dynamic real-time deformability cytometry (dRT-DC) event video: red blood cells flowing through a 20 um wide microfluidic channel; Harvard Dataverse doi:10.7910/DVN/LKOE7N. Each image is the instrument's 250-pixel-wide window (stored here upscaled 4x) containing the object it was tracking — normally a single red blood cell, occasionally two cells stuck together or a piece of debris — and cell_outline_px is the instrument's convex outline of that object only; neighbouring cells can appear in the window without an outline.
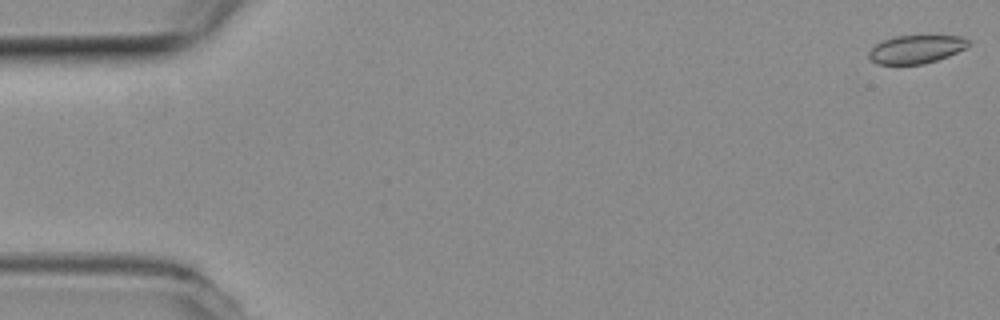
{"species": "common noctule bat (a hibernating species)", "species_latin": "Nyctalus noctula", "temperature_condition": "room temperature", "stored_images_in_passage": 46, "camera_frame_rate_fps": 3000, "um_per_image_px": 0.085, "animal": {"sex": "female", "body_mass_g": 19.3, "forearm_length_mm": 54.1}, "frame": {"image": 1, "passage_image": 1, "time_ms": 0.0, "image_size_px": [1000, 320], "cell_outline_px": [[968, 44], [964, 48], [948, 56], [924, 64], [876, 64], [868, 56], [868, 52], [876, 44], [884, 40], [896, 36], [960, 36], [968, 40]], "centroid_in_image_um": [77.83, 4.19], "position_along_channel_um": 7.2, "area_um2": 16.07}}
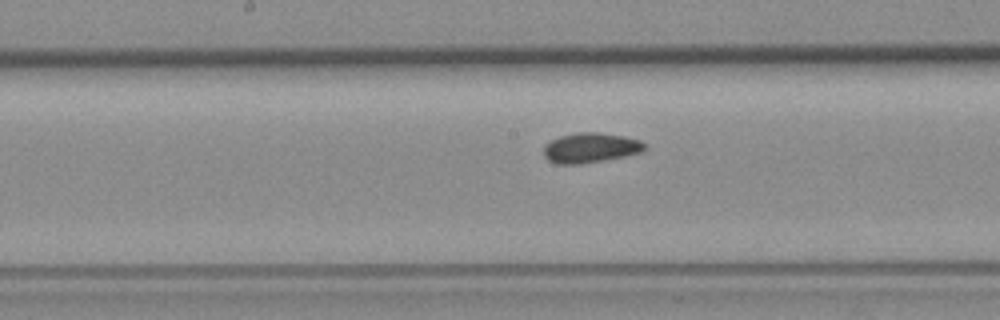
{"frame": {"image": 2, "passage_image": 27, "time_ms": 8.667, "image_size_px": [1000, 320], "cell_outline_px": [[648, 148], [644, 152], [604, 160], [580, 164], [556, 164], [548, 160], [544, 156], [544, 144], [560, 136], [576, 132], [600, 132], [624, 136], [640, 140]], "centroid_in_image_um": [50.2, 12.56], "position_along_channel_um": 198.0, "area_um2": 17.8}}
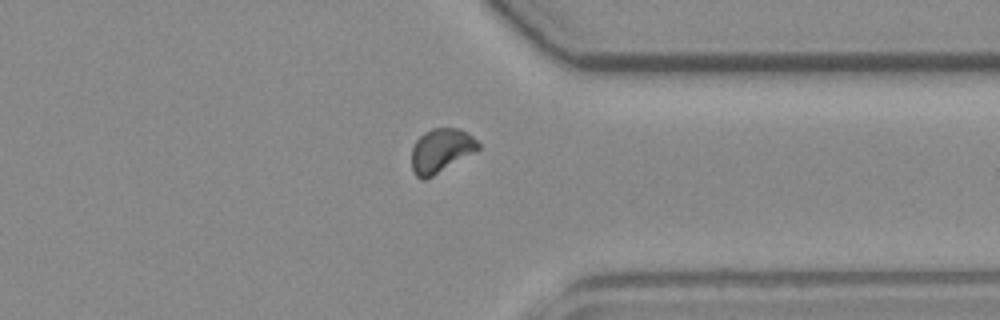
{"frame": {"image": 3, "passage_image": 41, "time_ms": 13.333, "image_size_px": [1000, 320], "cell_outline_px": [[480, 148], [476, 152], [432, 176], [424, 180], [420, 180], [416, 176], [412, 168], [412, 148], [416, 140], [424, 132], [432, 128], [456, 128], [472, 136], [480, 144]], "centroid_in_image_um": [37.48, 12.8], "position_along_channel_um": 373.9, "area_um2": 16.99}}